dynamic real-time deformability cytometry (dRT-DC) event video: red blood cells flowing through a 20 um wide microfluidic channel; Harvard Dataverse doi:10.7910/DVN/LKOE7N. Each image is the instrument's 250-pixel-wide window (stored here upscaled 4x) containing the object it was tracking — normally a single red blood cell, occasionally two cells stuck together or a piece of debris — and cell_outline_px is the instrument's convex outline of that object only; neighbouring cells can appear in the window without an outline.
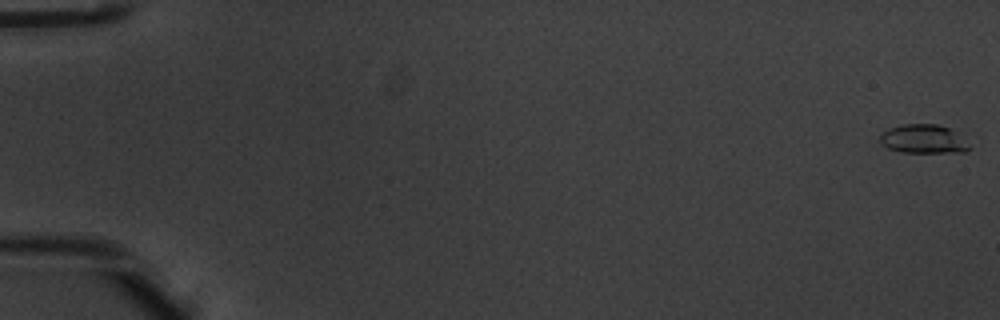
{"species": "common noctule bat (a hibernating species)", "species_latin": "Nyctalus noctula", "temperature_condition": "warm", "stored_images_in_passage": 54, "camera_frame_rate_fps": 3000, "um_per_image_px": 0.085, "animal": {"sex": "male", "body_mass_g": 20.1, "forearm_length_mm": 53.5}, "frame": {"image": 1, "passage_image": 1, "time_ms": 0.0, "image_size_px": [1000, 320], "cell_outline_px": [[972, 148], [968, 152], [900, 152], [888, 148], [880, 144], [880, 136], [888, 128], [900, 124], [936, 124], [948, 128]], "centroid_in_image_um": [78.43, 11.82], "position_along_channel_um": 6.6, "area_um2": 14.8}}
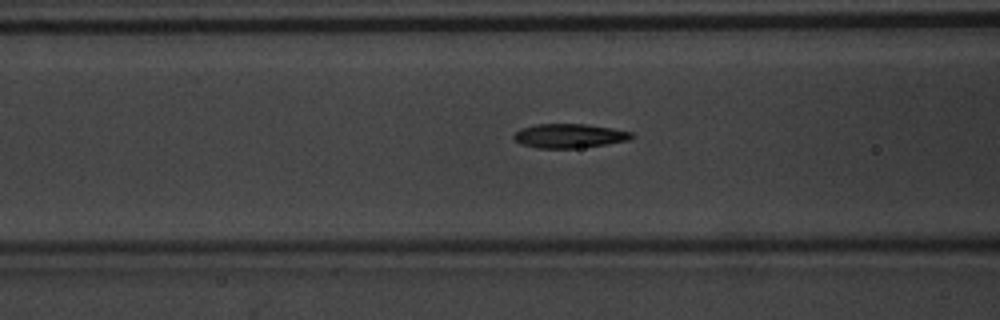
{"frame": {"image": 2, "passage_image": 23, "time_ms": 7.333, "image_size_px": [1000, 320], "cell_outline_px": [[636, 136], [628, 140], [608, 144], [572, 148], [536, 148], [520, 144], [512, 136], [520, 128], [536, 124], [584, 124], [612, 128], [632, 132]], "centroid_in_image_um": [48.39, 11.54], "position_along_channel_um": 118.2, "area_um2": 16.59}}
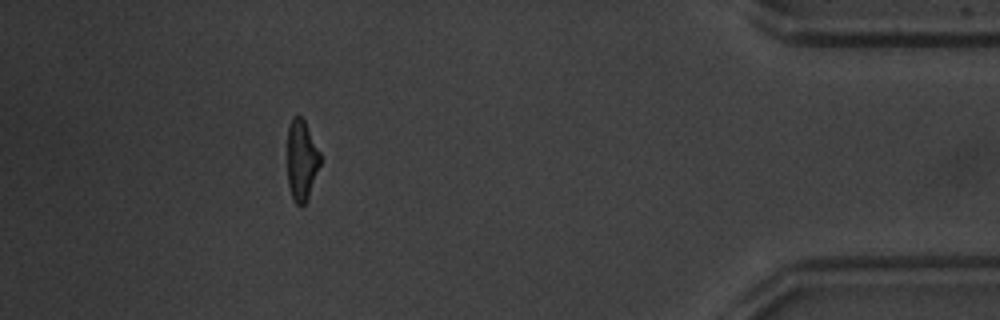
{"frame": {"image": 3, "passage_image": 49, "time_ms": 16.0, "image_size_px": [1000, 320], "cell_outline_px": [[320, 164], [308, 200], [300, 208], [292, 200], [288, 184], [288, 128], [292, 116], [300, 116], [304, 120], [320, 152]], "centroid_in_image_um": [25.63, 13.67], "position_along_channel_um": 409.6, "area_um2": 15.55}, "authors_computed_cell_mechanics": {"area_um2": 16.0684, "velocity_mm_per_s": 3.9138, "shape_relaxation_time_tau1_ms": 3.3989, "shape_relaxation_time_tau2_ms": 1.4291, "deformation_change_tau1": 0.1921, "deformation_change_tau2": 0.0989}}